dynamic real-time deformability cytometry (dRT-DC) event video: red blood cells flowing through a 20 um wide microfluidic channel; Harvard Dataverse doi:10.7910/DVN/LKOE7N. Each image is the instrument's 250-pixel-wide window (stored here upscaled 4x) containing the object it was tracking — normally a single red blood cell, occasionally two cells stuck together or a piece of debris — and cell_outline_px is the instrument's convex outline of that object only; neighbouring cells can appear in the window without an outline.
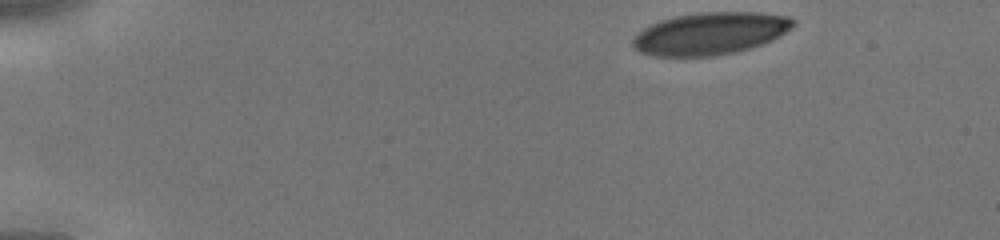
{"species": "human", "species_latin": "Homo sapiens", "temperature_condition": "cold", "stored_images_in_passage": 39, "camera_frame_rate_fps": 3000, "um_per_image_px": 0.085, "donor": {"sex": "male"}, "frame": {"image": 1, "passage_image": 1, "time_ms": 0.0, "image_size_px": [1000, 240], "cell_outline_px": [[796, 24], [792, 28], [780, 36], [764, 44], [752, 48], [736, 52], [712, 56], [652, 56], [640, 52], [632, 48], [632, 40], [644, 28], [660, 20], [676, 16], [700, 12], [760, 12], [792, 16], [796, 20]], "centroid_in_image_um": [60.43, 2.84], "position_along_channel_um": 24.6, "area_um2": 39.94}}
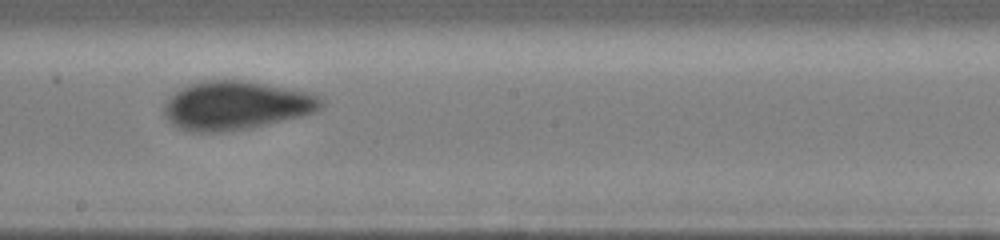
{"frame": {"image": 2, "passage_image": 21, "time_ms": 6.667, "image_size_px": [1000, 240], "cell_outline_px": [[324, 104], [316, 112], [304, 116], [248, 128], [224, 132], [188, 132], [176, 128], [164, 116], [164, 104], [180, 88], [188, 84], [204, 80], [248, 80], [308, 92], [320, 96], [324, 100]], "centroid_in_image_um": [20.07, 8.96], "position_along_channel_um": 228.1, "area_um2": 44.97}}
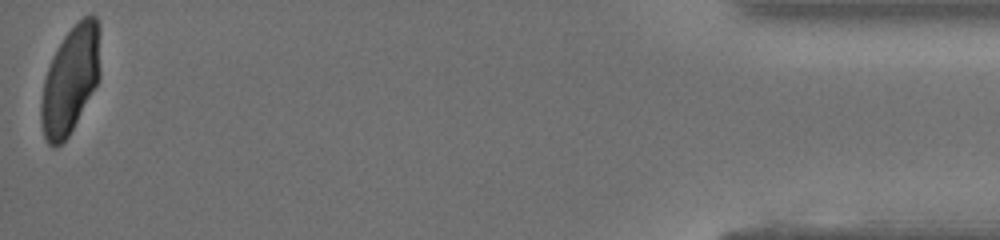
{"frame": {"image": 3, "passage_image": 39, "time_ms": 12.667, "image_size_px": [1000, 240], "cell_outline_px": [[100, 80], [68, 136], [56, 148], [52, 148], [48, 144], [44, 136], [40, 120], [40, 104], [44, 80], [52, 56], [64, 36], [84, 16], [96, 16], [100, 24]], "centroid_in_image_um": [6.0, 6.8], "position_along_channel_um": 429.2, "area_um2": 37.22}}